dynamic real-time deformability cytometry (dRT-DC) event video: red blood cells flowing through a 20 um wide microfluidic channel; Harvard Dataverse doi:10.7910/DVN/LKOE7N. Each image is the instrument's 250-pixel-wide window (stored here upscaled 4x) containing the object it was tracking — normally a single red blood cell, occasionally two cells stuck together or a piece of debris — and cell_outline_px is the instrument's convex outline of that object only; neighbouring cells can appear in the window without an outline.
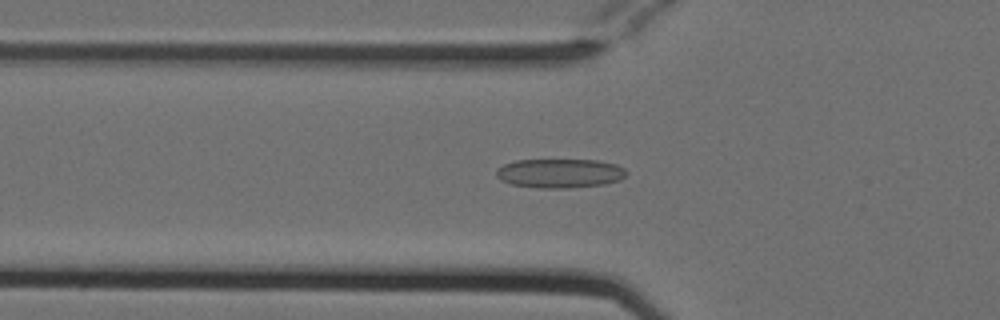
{"species": "Egyptian fruit bat (a non-hibernating species)", "species_latin": "Rousettus aegyptiacus", "temperature_condition": "cold", "stored_images_in_passage": 37, "camera_frame_rate_fps": 3000, "um_per_image_px": 0.085, "animal": {"sex": "female"}, "frame": {"image": 1, "passage_image": 12, "time_ms": 3.667, "image_size_px": [1000, 320], "cell_outline_px": [[628, 172], [620, 180], [604, 184], [568, 188], [540, 188], [512, 184], [500, 180], [496, 176], [496, 168], [504, 164], [516, 160], [596, 160], [616, 164], [624, 168]], "centroid_in_image_um": [47.57, 14.73], "position_along_channel_um": 78.2, "area_um2": 22.14}}
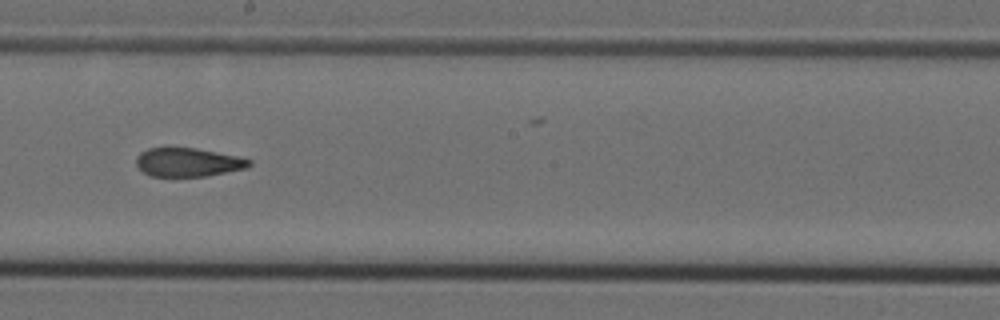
{"frame": {"image": 2, "passage_image": 24, "time_ms": 7.667, "image_size_px": [1000, 320], "cell_outline_px": [[252, 164], [248, 168], [208, 176], [152, 176], [144, 172], [136, 164], [136, 156], [140, 152], [148, 148], [196, 148], [236, 156], [252, 160]], "centroid_in_image_um": [16.0, 13.79], "position_along_channel_um": 232.2, "area_um2": 18.84}}
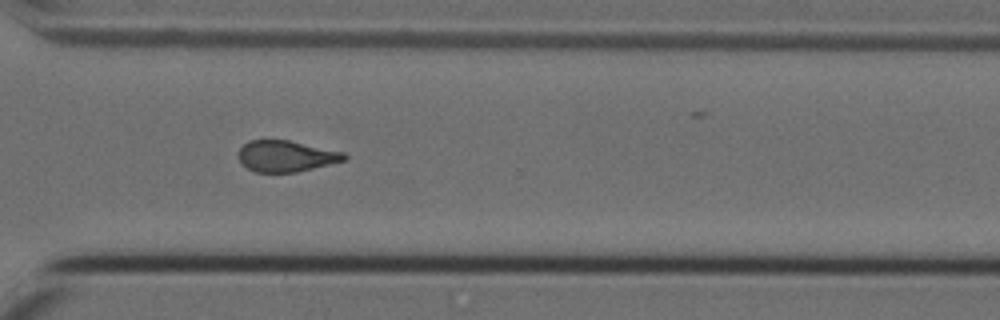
{"frame": {"image": 3, "passage_image": 33, "time_ms": 10.667, "image_size_px": [1000, 320], "cell_outline_px": [[348, 156], [344, 160], [296, 172], [256, 172], [248, 168], [240, 160], [240, 148], [248, 140], [288, 140], [344, 152]], "centroid_in_image_um": [24.32, 13.26], "position_along_channel_um": 346.3, "area_um2": 18.84}, "authors_computed_cell_mechanics": {"area_um2": 20.4034, "velocity_mm_per_s": 3.8153, "shape_relaxation_time_tau1_ms": null, "shape_relaxation_time_tau2_ms": 3.2283, "deformation_change_tau1": null, "deformation_change_tau2": 0.1071}}